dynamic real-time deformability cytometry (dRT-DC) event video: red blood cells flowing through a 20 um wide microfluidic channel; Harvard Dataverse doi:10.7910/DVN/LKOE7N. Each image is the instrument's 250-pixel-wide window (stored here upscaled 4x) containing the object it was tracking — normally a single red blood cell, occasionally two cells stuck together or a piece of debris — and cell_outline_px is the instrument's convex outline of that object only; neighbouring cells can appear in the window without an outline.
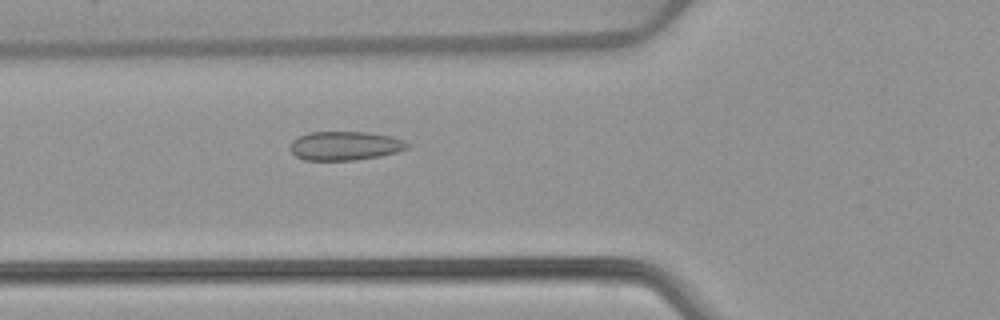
{"species": "common noctule bat (a hibernating species)", "species_latin": "Nyctalus noctula", "temperature_condition": "warm", "stored_images_in_passage": 41, "camera_frame_rate_fps": 3000, "um_per_image_px": 0.085, "animal": {"sex": "female", "body_mass_g": 22.7, "forearm_length_mm": 54.2}, "frame": {"image": 1, "passage_image": 8, "time_ms": 2.333, "image_size_px": [1000, 320], "cell_outline_px": [[408, 148], [396, 152], [380, 156], [356, 160], [304, 160], [296, 156], [292, 152], [292, 140], [308, 132], [368, 132], [392, 136], [404, 140], [408, 144]], "centroid_in_image_um": [29.35, 12.39], "position_along_channel_um": 96.5, "area_um2": 19.65}}
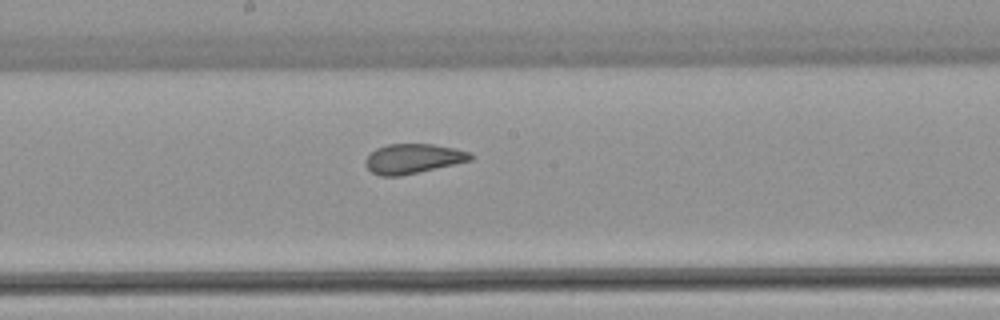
{"frame": {"image": 2, "passage_image": 17, "time_ms": 5.333, "image_size_px": [1000, 320], "cell_outline_px": [[472, 160], [400, 176], [380, 176], [372, 172], [364, 164], [364, 160], [376, 148], [388, 144], [432, 144], [472, 152]], "centroid_in_image_um": [35.09, 13.48], "position_along_channel_um": 213.1, "area_um2": 18.03}}
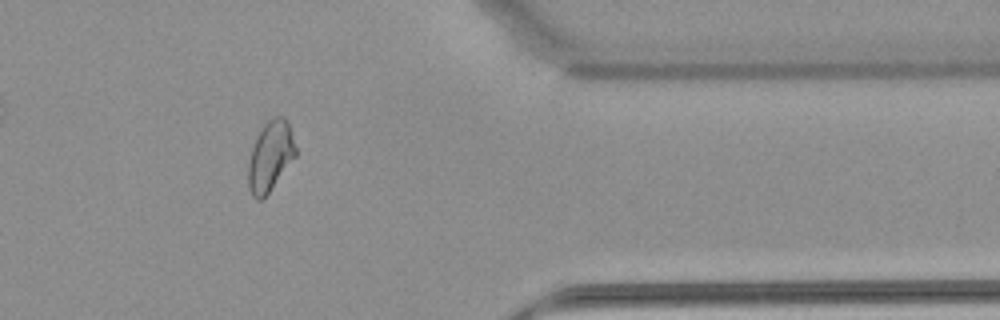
{"frame": {"image": 3, "passage_image": 32, "time_ms": 10.333, "image_size_px": [1000, 320], "cell_outline_px": [[296, 156], [264, 200], [256, 200], [252, 196], [248, 188], [248, 164], [252, 148], [256, 136], [260, 128], [272, 116], [284, 116], [288, 120], [292, 132], [296, 148]], "centroid_in_image_um": [22.98, 13.28], "position_along_channel_um": 388.4, "area_um2": 19.83}, "authors_computed_cell_mechanics": {"area_um2": 19.3052, "velocity_mm_per_s": 3.8733, "shape_relaxation_time_tau1_ms": null, "shape_relaxation_time_tau2_ms": 1.252, "deformation_change_tau1": null, "deformation_change_tau2": 0.0436}}